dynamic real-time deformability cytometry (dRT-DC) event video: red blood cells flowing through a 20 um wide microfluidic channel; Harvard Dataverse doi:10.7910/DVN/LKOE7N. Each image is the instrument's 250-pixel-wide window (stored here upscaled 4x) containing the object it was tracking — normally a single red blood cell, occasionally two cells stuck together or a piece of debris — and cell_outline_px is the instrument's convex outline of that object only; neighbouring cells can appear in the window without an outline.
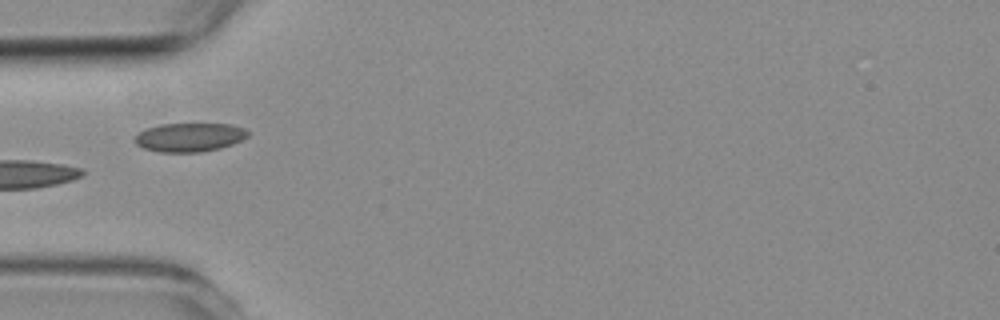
{"species": "common noctule bat (a hibernating species)", "species_latin": "Nyctalus noctula", "temperature_condition": "room temperature", "stored_images_in_passage": 7, "camera_frame_rate_fps": 3000, "um_per_image_px": 0.085, "animal": {"sex": "female", "body_mass_g": 19.3, "forearm_length_mm": 54.1}, "frame": {"image": 1, "passage_image": 5, "time_ms": 4.667, "image_size_px": [1000, 320], "cell_outline_px": [[248, 136], [232, 144], [220, 148], [200, 152], [160, 152], [144, 148], [136, 144], [132, 140], [140, 132], [148, 128], [160, 124], [232, 124], [244, 128], [248, 132]], "centroid_in_image_um": [16.1, 11.67], "position_along_channel_um": 68.9, "area_um2": 18.84}}
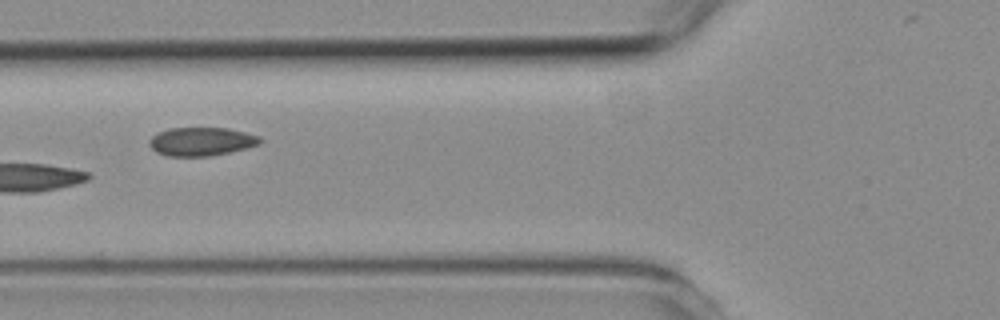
{"frame": {"image": 2, "passage_image": 6, "time_ms": 5.667, "image_size_px": [1000, 320], "cell_outline_px": [[264, 140], [260, 144], [228, 152], [208, 156], [168, 156], [156, 152], [148, 144], [148, 140], [156, 132], [168, 128], [228, 128], [260, 136]], "centroid_in_image_um": [17.09, 12.02], "position_along_channel_um": 108.7, "area_um2": 18.44}}
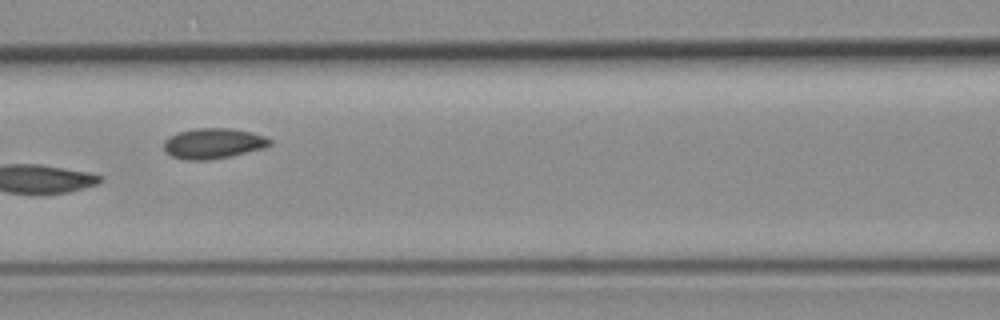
{"frame": {"image": 3, "passage_image": 7, "time_ms": 6.667, "image_size_px": [1000, 320], "cell_outline_px": [[272, 144], [264, 148], [228, 156], [208, 160], [188, 160], [172, 156], [164, 148], [164, 140], [168, 136], [180, 132], [196, 128], [228, 128], [252, 132], [264, 136], [272, 140]], "centroid_in_image_um": [18.13, 12.18], "position_along_channel_um": 148.5, "area_um2": 18.61}}